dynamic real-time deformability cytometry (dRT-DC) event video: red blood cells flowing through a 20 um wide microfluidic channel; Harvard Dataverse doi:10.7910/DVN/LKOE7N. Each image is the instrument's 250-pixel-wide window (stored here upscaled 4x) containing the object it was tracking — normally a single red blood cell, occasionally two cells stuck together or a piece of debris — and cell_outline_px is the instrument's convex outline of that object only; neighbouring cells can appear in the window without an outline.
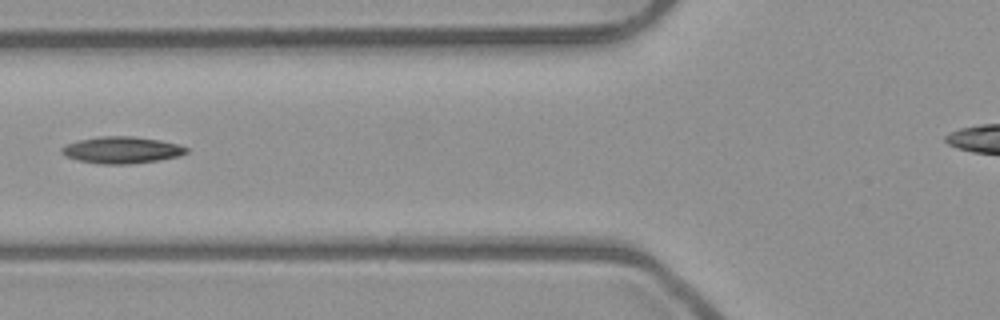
{"species": "common noctule bat (a hibernating species)", "species_latin": "Nyctalus noctula", "temperature_condition": "room temperature", "stored_images_in_passage": 6, "camera_frame_rate_fps": 3000, "um_per_image_px": 0.085, "animal": {"sex": "male", "body_mass_g": 23.1, "forearm_length_mm": 52.7}, "frame": {"image": 1, "passage_image": 6, "time_ms": 1.667, "image_size_px": [1000, 320], "cell_outline_px": [[188, 152], [180, 156], [156, 160], [128, 164], [104, 164], [80, 160], [64, 156], [60, 152], [60, 148], [68, 144], [80, 140], [100, 136], [132, 136], [160, 140], [180, 144], [188, 148]], "centroid_in_image_um": [10.37, 12.74], "position_along_channel_um": 115.4, "area_um2": 19.31}}